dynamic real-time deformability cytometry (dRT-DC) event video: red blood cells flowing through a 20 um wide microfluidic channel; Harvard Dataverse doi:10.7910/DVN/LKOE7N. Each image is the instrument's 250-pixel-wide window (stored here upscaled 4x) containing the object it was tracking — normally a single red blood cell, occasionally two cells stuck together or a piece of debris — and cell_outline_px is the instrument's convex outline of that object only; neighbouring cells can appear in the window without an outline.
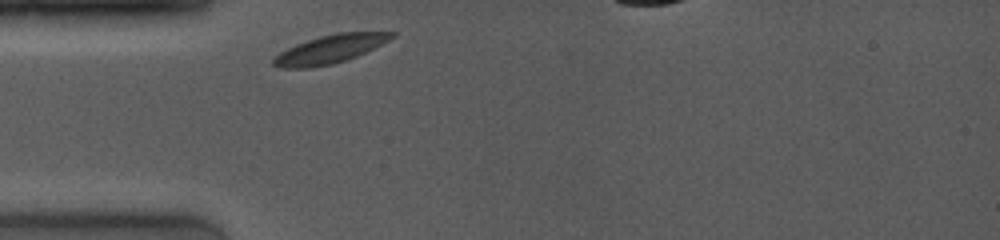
{"species": "common noctule bat (a hibernating species)", "species_latin": "Nyctalus noctula", "temperature_condition": "room temperature", "stored_images_in_passage": 18, "camera_frame_rate_fps": 4000, "um_per_image_px": 0.085, "animal": {"sex": "female", "body_mass_g": 19.0, "forearm_length_mm": 53.3}, "frame": {"image": 1, "passage_image": 1, "time_ms": 0.0, "image_size_px": [1000, 240], "cell_outline_px": [[396, 36], [356, 56], [332, 64], [308, 68], [280, 68], [272, 64], [272, 60], [280, 52], [296, 44], [320, 36], [336, 32], [396, 32]], "centroid_in_image_um": [28.01, 4.17], "position_along_channel_um": 57.0, "area_um2": 19.19}}
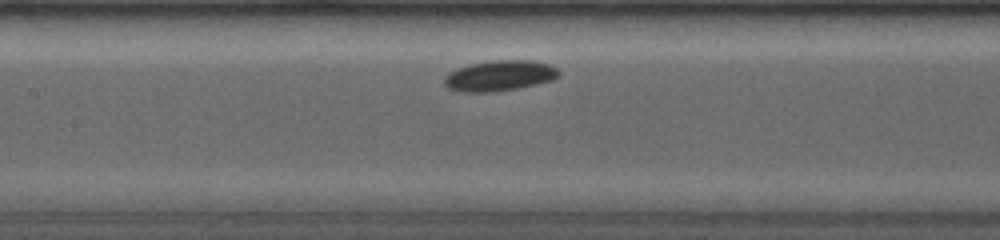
{"frame": {"image": 2, "passage_image": 8, "time_ms": 3.0, "image_size_px": [1000, 240], "cell_outline_px": [[560, 76], [552, 80], [520, 88], [496, 92], [464, 92], [448, 88], [444, 84], [444, 76], [448, 72], [456, 68], [468, 64], [492, 60], [532, 60], [548, 64], [556, 68], [560, 72]], "centroid_in_image_um": [42.44, 6.43], "position_along_channel_um": 165.0, "area_um2": 20.69}}